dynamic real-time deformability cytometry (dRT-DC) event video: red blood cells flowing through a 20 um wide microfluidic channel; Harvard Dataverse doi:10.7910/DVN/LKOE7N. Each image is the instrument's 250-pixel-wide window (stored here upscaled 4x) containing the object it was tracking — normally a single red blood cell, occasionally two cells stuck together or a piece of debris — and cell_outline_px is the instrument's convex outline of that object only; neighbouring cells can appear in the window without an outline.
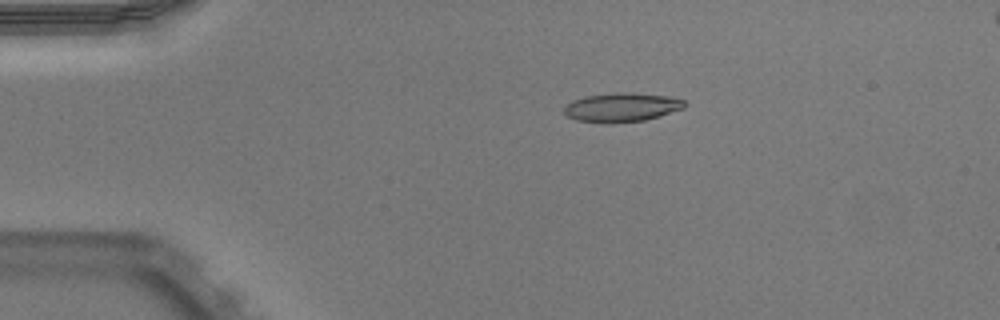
{"species": "Egyptian fruit bat (a non-hibernating species)", "species_latin": "Rousettus aegyptiacus", "temperature_condition": "warm", "stored_images_in_passage": 42, "camera_frame_rate_fps": 3000, "um_per_image_px": 0.085, "animal": {"sex": "male"}, "frame": {"image": 1, "passage_image": 1, "time_ms": 0.0, "image_size_px": [1000, 320], "cell_outline_px": [[684, 108], [660, 116], [644, 120], [612, 124], [604, 124], [576, 120], [568, 116], [564, 112], [564, 108], [572, 100], [584, 96], [612, 92], [628, 92], [668, 96], [684, 100]], "centroid_in_image_um": [52.81, 9.13], "position_along_channel_um": 32.2, "area_um2": 20.58}}
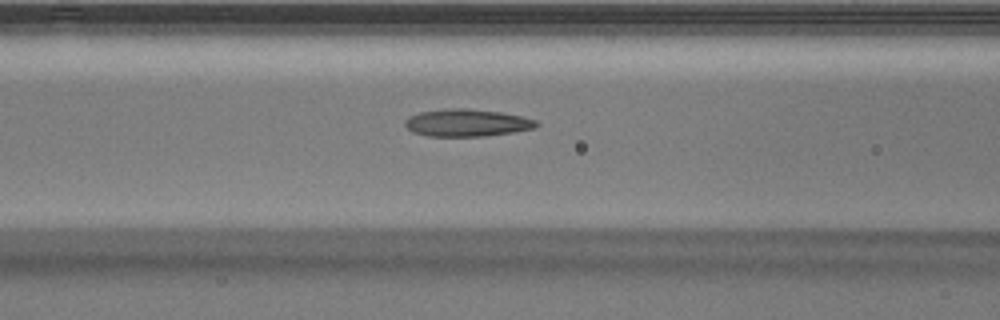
{"frame": {"image": 2, "passage_image": 12, "time_ms": 3.667, "image_size_px": [1000, 320], "cell_outline_px": [[540, 124], [536, 128], [512, 132], [484, 136], [428, 136], [412, 132], [404, 124], [404, 120], [408, 116], [420, 112], [452, 108], [464, 108], [500, 112], [520, 116], [536, 120]], "centroid_in_image_um": [39.67, 10.44], "position_along_channel_um": 126.9, "area_um2": 20.87}}
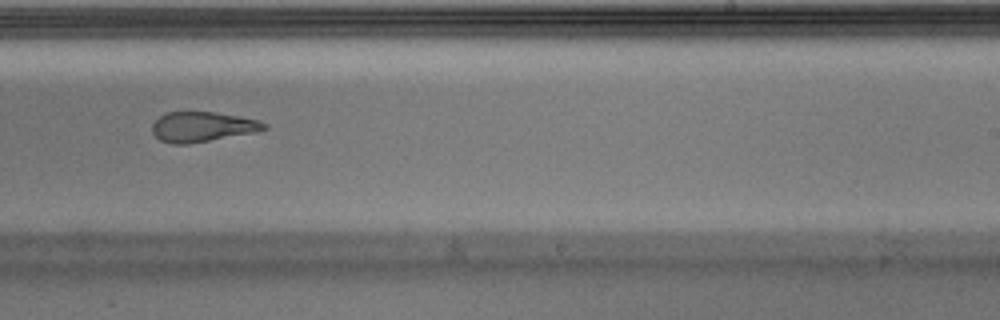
{"frame": {"image": 3, "passage_image": 23, "time_ms": 7.333, "image_size_px": [1000, 320], "cell_outline_px": [[268, 128], [256, 132], [188, 144], [172, 144], [160, 140], [152, 132], [152, 124], [160, 116], [168, 112], [216, 112], [256, 120], [268, 124]], "centroid_in_image_um": [17.19, 10.78], "position_along_channel_um": 271.8, "area_um2": 19.42}, "authors_computed_cell_mechanics": {"area_um2": 20.8658, "velocity_mm_per_s": 3.9622, "shape_relaxation_time_tau1_ms": null, "shape_relaxation_time_tau2_ms": 1.8791, "deformation_change_tau1": null, "deformation_change_tau2": 0.1152}}